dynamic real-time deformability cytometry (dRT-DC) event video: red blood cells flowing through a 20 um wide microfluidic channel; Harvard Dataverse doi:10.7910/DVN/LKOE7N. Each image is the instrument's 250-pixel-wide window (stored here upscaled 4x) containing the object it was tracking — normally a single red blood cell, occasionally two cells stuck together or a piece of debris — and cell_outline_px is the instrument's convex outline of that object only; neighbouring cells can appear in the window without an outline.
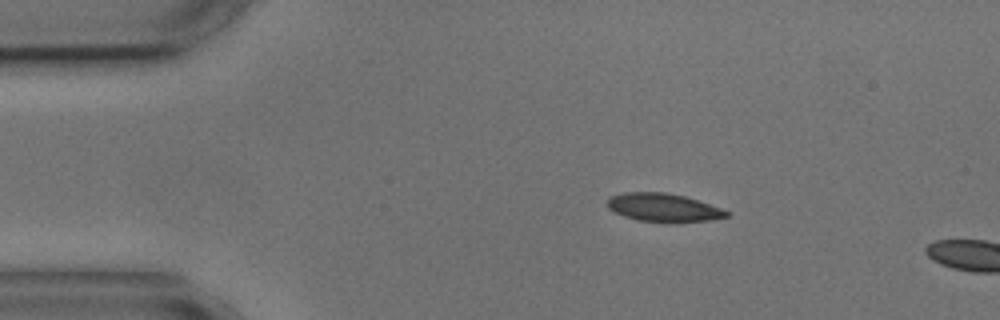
{"species": "common noctule bat (a hibernating species)", "species_latin": "Nyctalus noctula", "temperature_condition": "cold", "stored_images_in_passage": 3, "camera_frame_rate_fps": 3000, "um_per_image_px": 0.085, "animal": {"sex": "male", "body_mass_g": 17.9, "forearm_length_mm": 54.2}, "frame": {"image": 1, "passage_image": 2, "time_ms": 1.333, "image_size_px": [1000, 320], "cell_outline_px": [[728, 216], [708, 220], [640, 220], [624, 216], [608, 208], [608, 200], [612, 196], [624, 192], [664, 192], [684, 196], [720, 208], [728, 212]], "centroid_in_image_um": [56.34, 17.6], "position_along_channel_um": 28.7, "area_um2": 18.55}}